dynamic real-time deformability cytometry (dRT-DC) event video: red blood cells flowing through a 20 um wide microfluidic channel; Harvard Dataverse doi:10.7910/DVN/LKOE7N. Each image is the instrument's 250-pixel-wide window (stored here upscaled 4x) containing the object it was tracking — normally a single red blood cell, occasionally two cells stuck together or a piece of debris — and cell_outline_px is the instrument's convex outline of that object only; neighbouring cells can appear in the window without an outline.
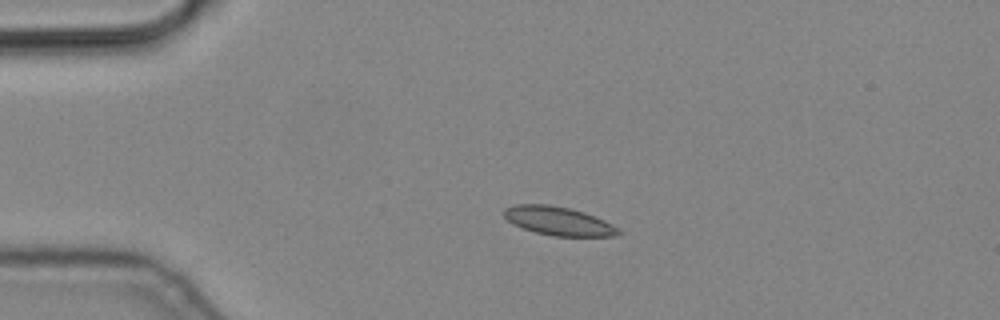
{"species": "common noctule bat (a hibernating species)", "species_latin": "Nyctalus noctula", "temperature_condition": "cold", "stored_images_in_passage": 2, "camera_frame_rate_fps": 3000, "um_per_image_px": 0.085, "animal": {"sex": "male", "body_mass_g": 19.2, "forearm_length_mm": 51.8}, "frame": {"image": 1, "passage_image": 1, "time_ms": 0.0, "image_size_px": [1000, 320], "cell_outline_px": [[620, 232], [616, 236], [552, 236], [536, 232], [512, 224], [504, 216], [504, 208], [516, 204], [548, 204], [572, 208], [584, 212], [604, 220], [612, 224]], "centroid_in_image_um": [47.44, 18.77], "position_along_channel_um": 37.6, "area_um2": 19.02}}